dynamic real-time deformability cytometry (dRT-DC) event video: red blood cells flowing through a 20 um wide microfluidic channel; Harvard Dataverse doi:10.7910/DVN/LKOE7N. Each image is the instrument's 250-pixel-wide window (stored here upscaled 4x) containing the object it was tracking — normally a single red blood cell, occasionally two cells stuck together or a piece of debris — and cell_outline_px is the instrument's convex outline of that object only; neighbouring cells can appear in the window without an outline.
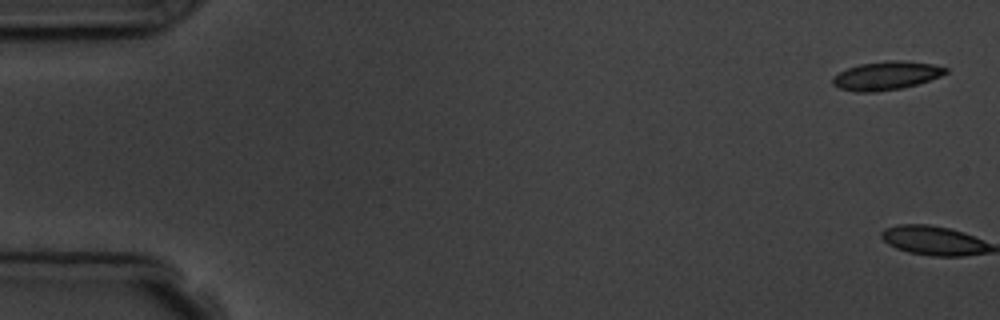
{"species": "common noctule bat (a hibernating species)", "species_latin": "Nyctalus noctula", "temperature_condition": "room temperature", "stored_images_in_passage": 6, "camera_frame_rate_fps": 3000, "um_per_image_px": 0.085, "animal": {"sex": "male", "body_mass_g": 19.5, "forearm_length_mm": 54.6}, "frame": {"image": 1, "passage_image": 1, "time_ms": 0.0, "image_size_px": [1000, 320], "cell_outline_px": [[948, 72], [940, 76], [916, 84], [900, 88], [876, 92], [856, 92], [840, 88], [832, 84], [832, 76], [848, 68], [860, 64], [888, 60], [904, 60], [932, 64], [948, 68]], "centroid_in_image_um": [75.32, 6.42], "position_along_channel_um": 9.7, "area_um2": 18.67}}
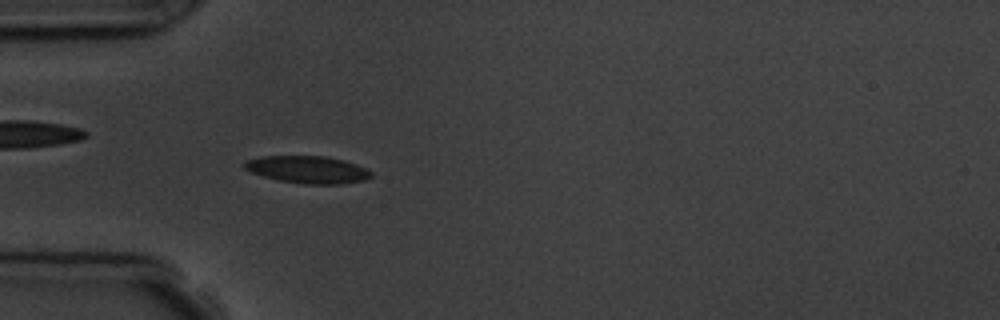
{"frame": {"image": 2, "passage_image": 6, "time_ms": 5.667, "image_size_px": [1000, 320], "cell_outline_px": [[372, 176], [364, 180], [340, 184], [304, 184], [276, 180], [252, 172], [244, 168], [244, 164], [248, 160], [264, 156], [324, 156], [340, 160], [364, 168], [372, 172]], "centroid_in_image_um": [26.13, 14.43], "position_along_channel_um": 58.9, "area_um2": 19.77}}